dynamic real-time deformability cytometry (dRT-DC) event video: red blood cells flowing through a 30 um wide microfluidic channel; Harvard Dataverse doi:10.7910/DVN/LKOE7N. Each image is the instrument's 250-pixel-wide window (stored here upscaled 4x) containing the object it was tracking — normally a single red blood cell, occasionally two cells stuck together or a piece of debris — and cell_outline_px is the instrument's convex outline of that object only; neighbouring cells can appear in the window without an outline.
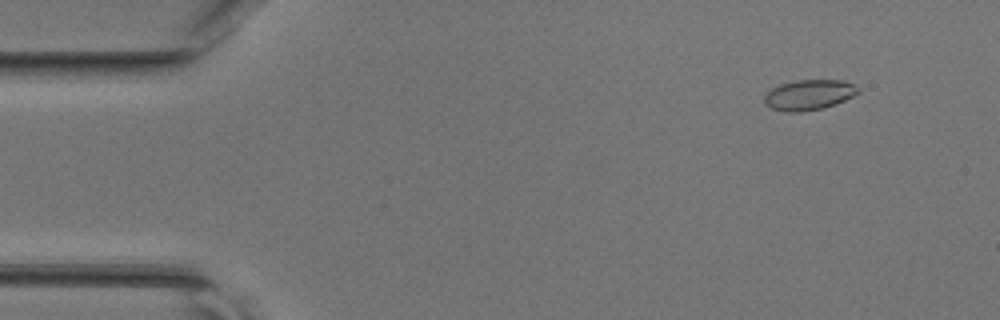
{"species": "common noctule bat (a hibernating species)", "species_latin": "Nyctalus noctula", "temperature_condition": "room temperature", "stored_images_in_passage": 46, "camera_frame_rate_fps": 3000, "um_per_image_px": 0.085, "animal": {"sex": "female", "body_mass_g": 17.0, "forearm_length_mm": 48.0}, "frame": {"image": 1, "passage_image": 5, "time_ms": 1.333, "image_size_px": [1000, 320], "cell_outline_px": [[860, 92], [836, 104], [824, 108], [800, 112], [784, 112], [772, 108], [764, 104], [764, 96], [772, 88], [780, 84], [796, 80], [844, 80], [860, 88]], "centroid_in_image_um": [68.76, 8.06], "position_along_channel_um": 16.2, "area_um2": 16.65}}
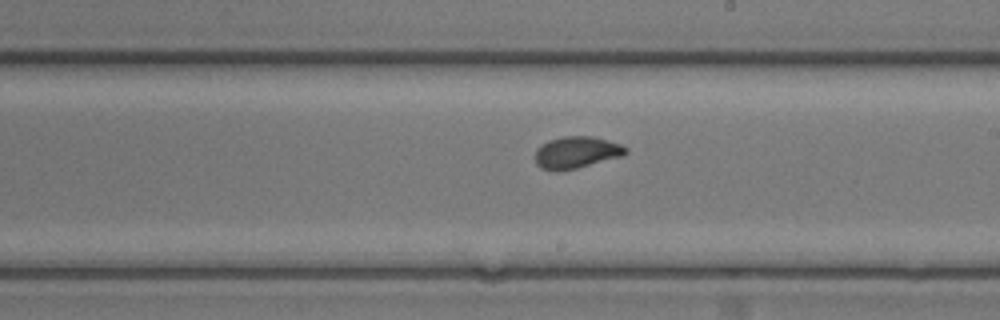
{"frame": {"image": 2, "passage_image": 27, "time_ms": 8.667, "image_size_px": [1000, 320], "cell_outline_px": [[628, 152], [624, 156], [576, 168], [556, 172], [540, 168], [536, 164], [536, 148], [548, 140], [564, 136], [592, 136], [608, 140], [620, 144], [628, 148]], "centroid_in_image_um": [49.0, 12.96], "position_along_channel_um": 240.0, "area_um2": 16.99}}
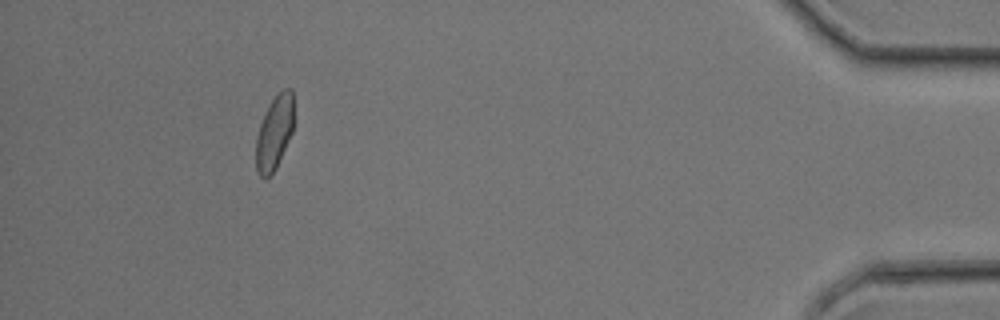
{"frame": {"image": 3, "passage_image": 43, "time_ms": 14.0, "image_size_px": [1000, 320], "cell_outline_px": [[292, 132], [276, 168], [264, 180], [256, 172], [256, 136], [264, 112], [268, 104], [284, 88], [292, 88]], "centroid_in_image_um": [23.29, 11.3], "position_along_channel_um": 411.9, "area_um2": 16.13}}